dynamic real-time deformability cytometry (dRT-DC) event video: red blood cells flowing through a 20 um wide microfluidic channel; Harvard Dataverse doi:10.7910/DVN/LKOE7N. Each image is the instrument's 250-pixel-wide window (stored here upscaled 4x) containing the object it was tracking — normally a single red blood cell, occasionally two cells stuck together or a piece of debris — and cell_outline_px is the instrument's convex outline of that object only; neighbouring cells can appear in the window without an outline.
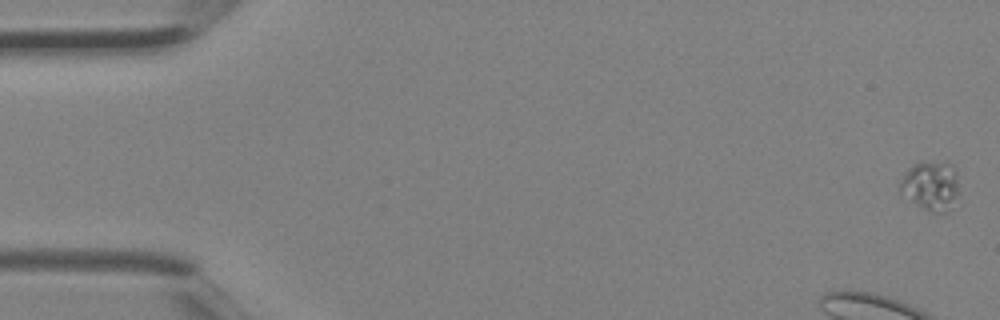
{"species": "Egyptian fruit bat (a non-hibernating species)", "species_latin": "Rousettus aegyptiacus", "temperature_condition": "room temperature", "stored_images_in_passage": 5, "camera_frame_rate_fps": 3000, "um_per_image_px": 0.085, "animal": {"sex": "female"}, "frame": {"image": 1, "passage_image": 1, "time_ms": 0.0, "image_size_px": [1000, 320], "cell_outline_px": [[956, 196], [948, 212], [928, 212], [916, 204], [900, 192], [900, 180], [904, 172], [908, 168], [916, 164], [952, 164], [956, 168]], "centroid_in_image_um": [79.08, 15.83], "position_along_channel_um": 5.9, "area_um2": 16.3}}